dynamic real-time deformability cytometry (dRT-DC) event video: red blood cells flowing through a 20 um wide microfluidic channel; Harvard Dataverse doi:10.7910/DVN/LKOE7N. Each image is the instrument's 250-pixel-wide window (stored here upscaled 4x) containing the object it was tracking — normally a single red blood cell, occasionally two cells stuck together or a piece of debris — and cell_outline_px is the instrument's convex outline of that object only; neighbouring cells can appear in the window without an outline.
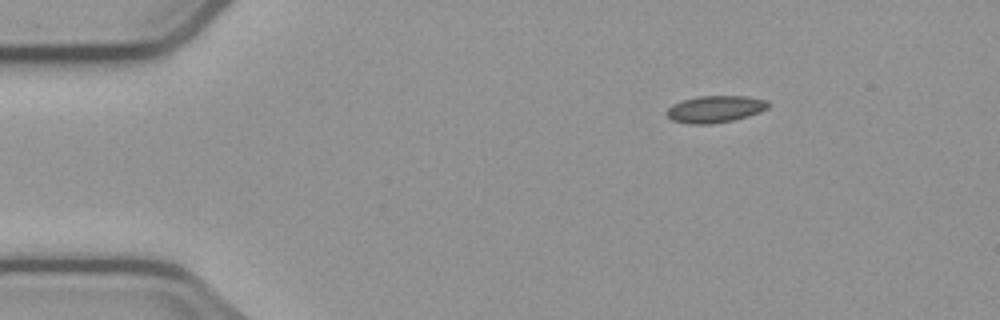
{"species": "common noctule bat (a hibernating species)", "species_latin": "Nyctalus noctula", "temperature_condition": "cold", "stored_images_in_passage": 2, "camera_frame_rate_fps": 3000, "um_per_image_px": 0.085, "animal": {"sex": "male", "body_mass_g": 23.1, "forearm_length_mm": 52.7}, "frame": {"image": 1, "passage_image": 1, "time_ms": 0.0, "image_size_px": [1000, 320], "cell_outline_px": [[768, 108], [760, 112], [748, 116], [732, 120], [708, 124], [688, 124], [672, 120], [664, 112], [672, 104], [684, 100], [700, 96], [744, 96], [768, 100]], "centroid_in_image_um": [60.77, 9.27], "position_along_channel_um": 24.2, "area_um2": 15.84}}